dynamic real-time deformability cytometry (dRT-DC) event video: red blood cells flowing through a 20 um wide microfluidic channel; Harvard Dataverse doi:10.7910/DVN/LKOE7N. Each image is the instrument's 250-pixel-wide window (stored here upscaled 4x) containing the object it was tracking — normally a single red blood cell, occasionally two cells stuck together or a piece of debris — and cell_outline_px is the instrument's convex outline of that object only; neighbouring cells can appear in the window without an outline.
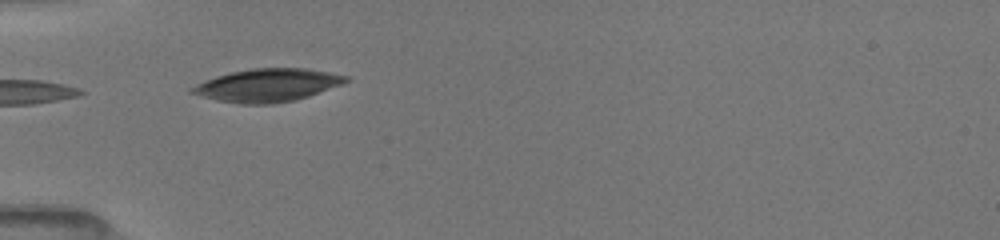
{"species": "common noctule bat (a hibernating species)", "species_latin": "Nyctalus noctula", "temperature_condition": "room temperature", "stored_images_in_passage": 6, "camera_frame_rate_fps": 3000, "um_per_image_px": 0.085, "animal": {"sex": "female", "body_mass_g": 19.5, "forearm_length_mm": 54.1}, "frame": {"image": 1, "passage_image": 5, "time_ms": 3.333, "image_size_px": [1000, 240], "cell_outline_px": [[352, 80], [308, 96], [292, 100], [272, 104], [240, 104], [216, 100], [200, 96], [188, 92], [188, 88], [196, 84], [216, 76], [232, 72], [252, 68], [308, 68], [348, 76]], "centroid_in_image_um": [22.7, 7.24], "position_along_channel_um": 62.3, "area_um2": 29.48}}
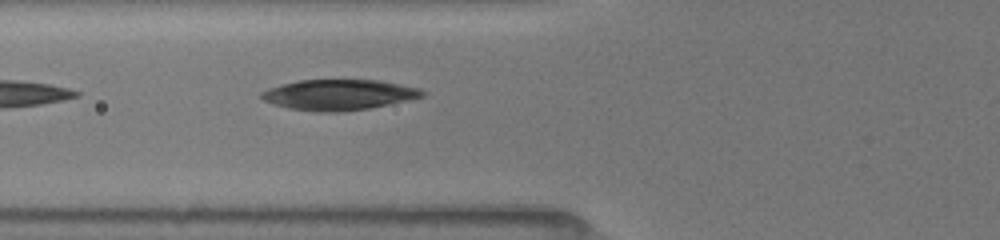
{"frame": {"image": 2, "passage_image": 6, "time_ms": 4.333, "image_size_px": [1000, 240], "cell_outline_px": [[428, 92], [424, 96], [408, 100], [368, 108], [336, 112], [316, 112], [288, 108], [272, 104], [264, 100], [260, 96], [260, 92], [268, 88], [280, 84], [300, 80], [380, 80], [420, 88]], "centroid_in_image_um": [28.79, 8.05], "position_along_channel_um": 97.0, "area_um2": 28.73}}